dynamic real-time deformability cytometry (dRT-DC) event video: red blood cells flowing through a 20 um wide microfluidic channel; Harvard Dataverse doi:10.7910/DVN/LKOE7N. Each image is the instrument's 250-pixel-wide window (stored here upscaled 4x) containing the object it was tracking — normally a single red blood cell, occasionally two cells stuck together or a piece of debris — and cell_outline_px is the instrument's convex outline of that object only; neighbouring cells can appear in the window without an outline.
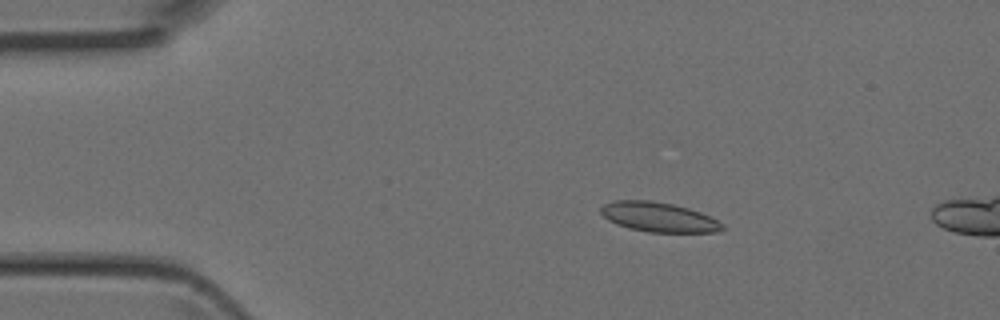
{"species": "Egyptian fruit bat (a non-hibernating species)", "species_latin": "Rousettus aegyptiacus", "temperature_condition": "room temperature", "stored_images_in_passage": 5, "camera_frame_rate_fps": 3000, "um_per_image_px": 0.085, "animal": {"sex": "female"}, "frame": {"image": 1, "passage_image": 3, "time_ms": 0.667, "image_size_px": [1000, 320], "cell_outline_px": [[724, 228], [716, 232], [648, 232], [628, 228], [616, 224], [608, 220], [600, 212], [600, 208], [604, 204], [616, 200], [652, 200], [672, 204], [688, 208], [700, 212], [724, 224]], "centroid_in_image_um": [55.96, 18.45], "position_along_channel_um": 29.0, "area_um2": 20.92}}